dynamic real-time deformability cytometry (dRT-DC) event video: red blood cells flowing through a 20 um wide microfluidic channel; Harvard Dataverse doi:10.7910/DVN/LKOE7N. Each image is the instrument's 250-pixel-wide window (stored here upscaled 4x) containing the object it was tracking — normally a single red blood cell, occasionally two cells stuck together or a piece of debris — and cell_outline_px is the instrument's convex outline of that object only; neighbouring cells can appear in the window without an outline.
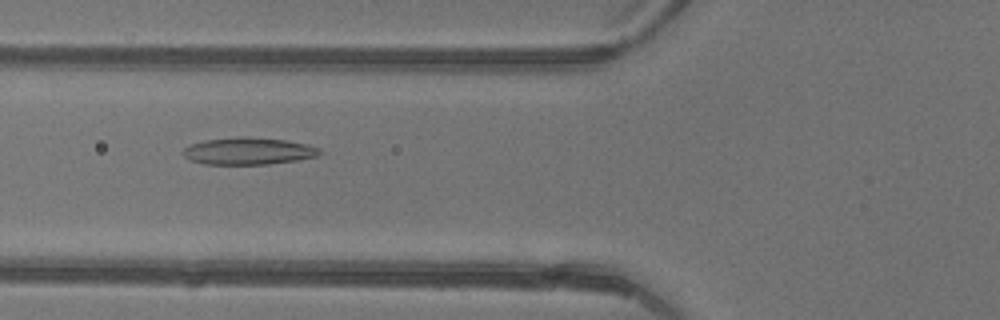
{"species": "common noctule bat (a hibernating species)", "species_latin": "Nyctalus noctula", "temperature_condition": "warm", "stored_images_in_passage": 47, "camera_frame_rate_fps": 3000, "um_per_image_px": 0.085, "animal": {"sex": "female"}, "frame": {"image": 1, "passage_image": 19, "time_ms": 6.0, "image_size_px": [1000, 320], "cell_outline_px": [[324, 152], [316, 156], [296, 160], [268, 164], [204, 164], [192, 160], [184, 156], [180, 152], [188, 144], [204, 140], [236, 136], [248, 136], [284, 140], [308, 144], [320, 148]], "centroid_in_image_um": [21.09, 12.82], "position_along_channel_um": 104.7, "area_um2": 21.79}}
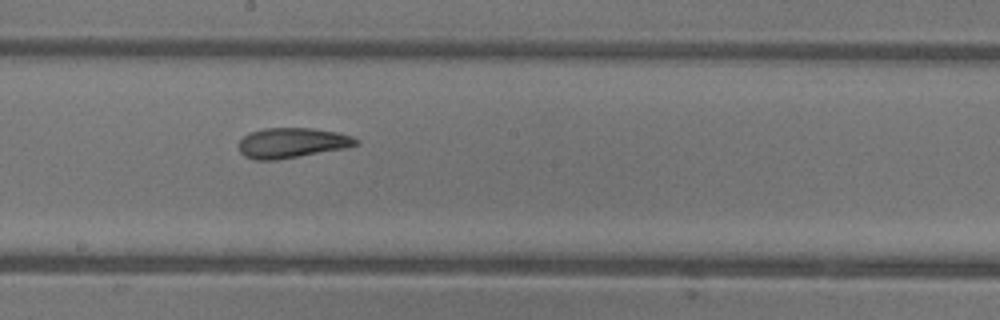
{"frame": {"image": 2, "passage_image": 27, "time_ms": 8.667, "image_size_px": [1000, 320], "cell_outline_px": [[360, 144], [344, 148], [276, 160], [256, 160], [244, 156], [240, 152], [240, 140], [248, 132], [264, 128], [312, 128], [336, 132], [352, 136], [360, 140]], "centroid_in_image_um": [24.82, 12.13], "position_along_channel_um": 223.4, "area_um2": 20.52}}
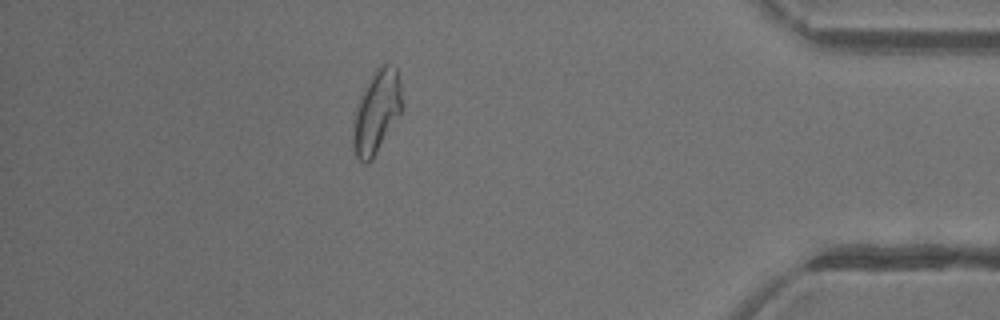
{"frame": {"image": 3, "passage_image": 42, "time_ms": 13.667, "image_size_px": [1000, 320], "cell_outline_px": [[404, 108], [372, 160], [368, 164], [364, 164], [356, 156], [352, 148], [352, 128], [356, 108], [360, 96], [372, 72], [380, 64], [388, 64], [396, 68], [400, 84], [404, 104]], "centroid_in_image_um": [32.01, 9.52], "position_along_channel_um": 403.2, "area_um2": 24.04}, "authors_computed_cell_mechanics": {"area_um2": 22.7154, "velocity_mm_per_s": 4.4495, "shape_relaxation_time_tau1_ms": 5.9329, "shape_relaxation_time_tau2_ms": 1.9292, "deformation_change_tau1": 0.2039, "deformation_change_tau2": 0.1029}}